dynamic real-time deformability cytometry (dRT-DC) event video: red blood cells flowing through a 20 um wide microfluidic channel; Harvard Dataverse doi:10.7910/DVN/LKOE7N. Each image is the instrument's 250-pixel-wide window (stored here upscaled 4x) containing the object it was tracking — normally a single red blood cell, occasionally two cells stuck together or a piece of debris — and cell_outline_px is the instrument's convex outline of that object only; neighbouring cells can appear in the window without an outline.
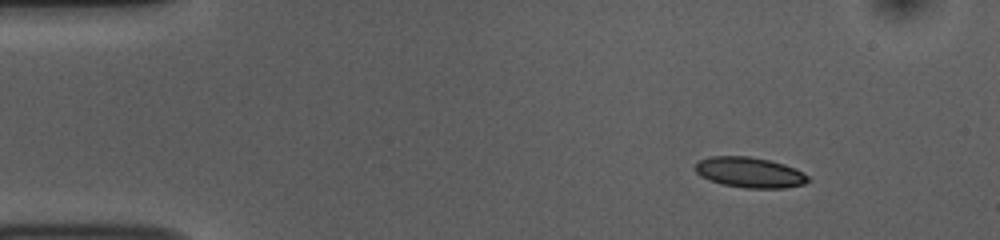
{"species": "common noctule bat (a hibernating species)", "species_latin": "Nyctalus noctula", "temperature_condition": "room temperature", "stored_images_in_passage": 48, "camera_frame_rate_fps": 3000, "um_per_image_px": 0.085, "animal": {"sex": "female", "body_mass_g": 10.0, "forearm_length_mm": 53.1}, "frame": {"image": 1, "passage_image": 1, "time_ms": 0.0, "image_size_px": [1000, 240], "cell_outline_px": [[808, 180], [804, 184], [784, 188], [744, 188], [724, 184], [708, 180], [700, 176], [692, 168], [700, 160], [712, 156], [748, 156], [768, 160], [784, 164], [808, 176]], "centroid_in_image_um": [63.66, 14.66], "position_along_channel_um": 21.3, "area_um2": 19.83}}
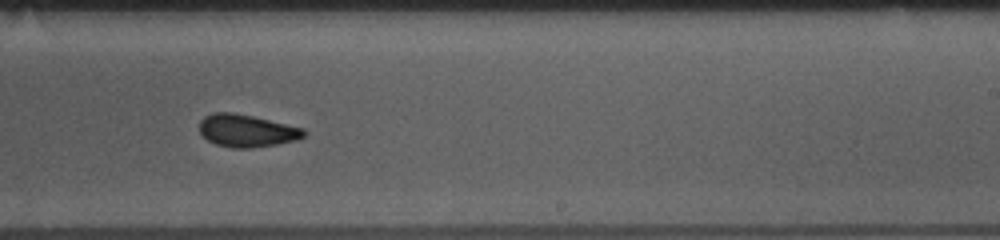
{"frame": {"image": 2, "passage_image": 27, "time_ms": 8.667, "image_size_px": [1000, 240], "cell_outline_px": [[308, 132], [304, 136], [296, 140], [276, 144], [252, 148], [232, 148], [216, 144], [208, 140], [200, 132], [200, 120], [204, 116], [212, 112], [232, 112], [252, 116], [304, 128]], "centroid_in_image_um": [20.97, 11.11], "position_along_channel_um": 268.0, "area_um2": 19.77}}
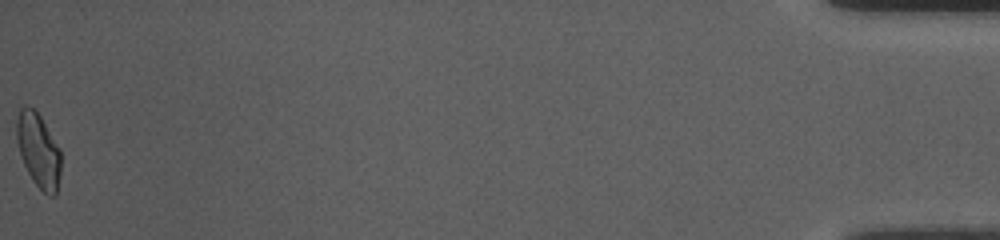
{"frame": {"image": 3, "passage_image": 48, "time_ms": 15.667, "image_size_px": [1000, 240], "cell_outline_px": [[60, 172], [56, 196], [48, 196], [32, 180], [20, 156], [16, 140], [16, 120], [20, 108], [24, 104], [32, 108], [40, 116], [60, 148]], "centroid_in_image_um": [3.25, 12.77], "position_along_channel_um": 431.9, "area_um2": 19.19}, "authors_computed_cell_mechanics": {"area_um2": 19.7387, "velocity_mm_per_s": 3.7422, "shape_relaxation_time_tau1_ms": 4.1946, "shape_relaxation_time_tau2_ms": 1.9242, "deformation_change_tau1": 0.1196, "deformation_change_tau2": 0.0629}}